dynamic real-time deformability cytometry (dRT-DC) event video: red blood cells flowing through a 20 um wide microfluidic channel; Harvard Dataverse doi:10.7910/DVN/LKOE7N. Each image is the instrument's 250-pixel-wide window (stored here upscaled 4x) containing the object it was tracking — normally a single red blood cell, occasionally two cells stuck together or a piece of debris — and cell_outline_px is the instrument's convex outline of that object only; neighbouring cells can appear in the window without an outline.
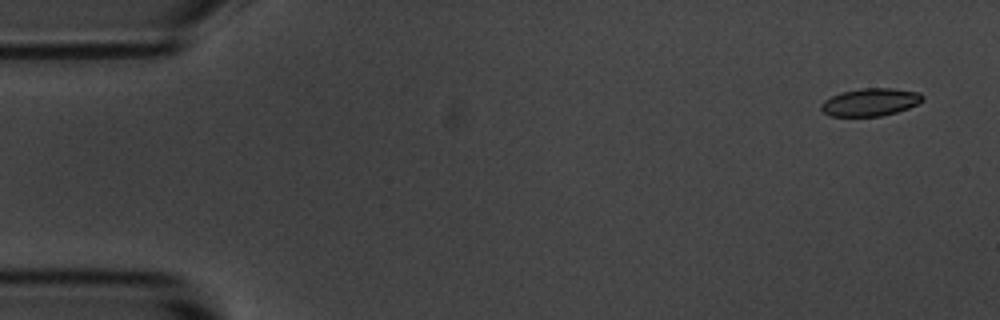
{"species": "common noctule bat (a hibernating species)", "species_latin": "Nyctalus noctula", "temperature_condition": "room temperature", "stored_images_in_passage": 5, "segment_of_instrument_passage": [2, 2], "camera_frame_rate_fps": 3000, "um_per_image_px": 0.085, "animal": {"sex": "male", "body_mass_g": 20.1, "forearm_length_mm": 53.5}, "frame": {"image": 1, "passage_image": 5, "time_ms": 5.667, "image_size_px": [1000, 320], "cell_outline_px": [[924, 100], [908, 108], [896, 112], [880, 116], [832, 116], [824, 112], [820, 108], [820, 104], [824, 100], [840, 92], [860, 88], [892, 88], [920, 92], [924, 96]], "centroid_in_image_um": [73.98, 8.67], "position_along_channel_um": 11.0, "area_um2": 16.42}}